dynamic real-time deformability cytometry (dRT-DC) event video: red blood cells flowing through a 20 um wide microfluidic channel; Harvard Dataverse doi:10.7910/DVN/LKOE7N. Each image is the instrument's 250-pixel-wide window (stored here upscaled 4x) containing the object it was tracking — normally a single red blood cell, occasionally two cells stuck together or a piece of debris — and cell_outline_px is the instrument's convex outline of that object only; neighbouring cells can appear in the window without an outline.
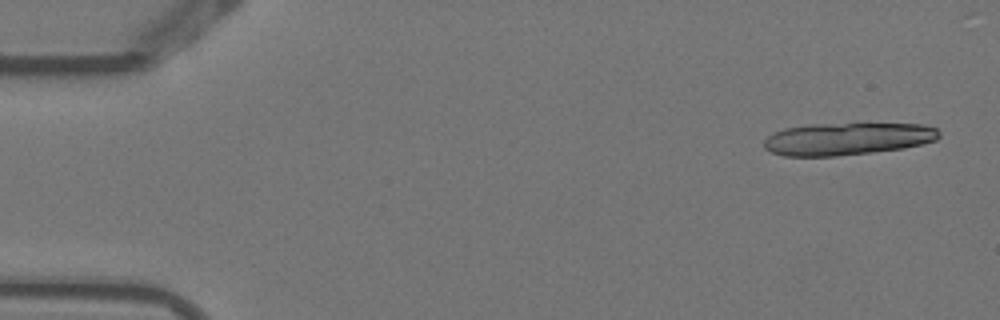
{"species": "Egyptian fruit bat (a non-hibernating species)", "species_latin": "Rousettus aegyptiacus", "temperature_condition": "warm", "stored_images_in_passage": 9, "segment_of_instrument_passage": [1, 2], "camera_frame_rate_fps": 3000, "um_per_image_px": 0.085, "animal": {"sex": "female"}, "frame": {"image": 1, "passage_image": 1, "time_ms": 0.0, "image_size_px": [1000, 320], "cell_outline_px": [[940, 136], [936, 140], [924, 144], [904, 148], [872, 152], [836, 156], [784, 156], [772, 152], [764, 148], [764, 140], [772, 132], [784, 128], [808, 124], [924, 124], [936, 128], [940, 132]], "centroid_in_image_um": [72.02, 11.8], "position_along_channel_um": 13.0, "area_um2": 33.18}}